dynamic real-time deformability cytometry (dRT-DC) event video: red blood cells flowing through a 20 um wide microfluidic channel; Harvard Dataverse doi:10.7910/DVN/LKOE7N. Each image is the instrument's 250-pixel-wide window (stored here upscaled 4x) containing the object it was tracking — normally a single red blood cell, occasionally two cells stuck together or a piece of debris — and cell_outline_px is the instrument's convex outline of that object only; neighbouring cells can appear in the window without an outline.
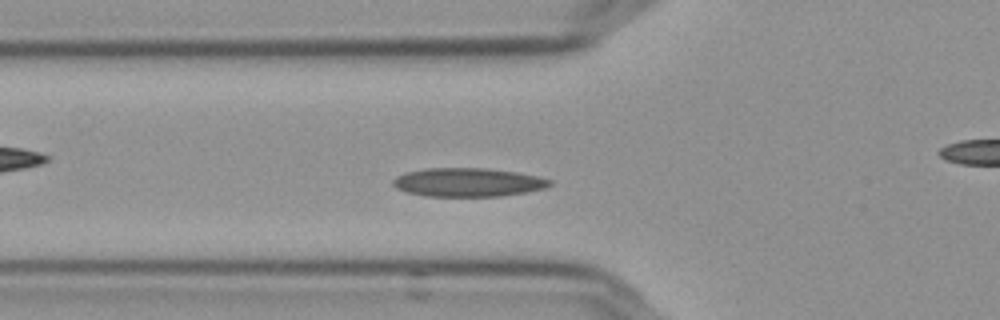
{"species": "Egyptian fruit bat (a non-hibernating species)", "species_latin": "Rousettus aegyptiacus", "temperature_condition": "cold", "stored_images_in_passage": 43, "camera_frame_rate_fps": 3000, "um_per_image_px": 0.085, "frame": {"image": 1, "passage_image": 6, "time_ms": 1.667, "image_size_px": [1000, 320], "cell_outline_px": [[552, 184], [544, 188], [524, 192], [500, 196], [424, 196], [408, 192], [396, 188], [392, 184], [392, 180], [396, 176], [408, 172], [424, 168], [484, 168], [516, 172], [536, 176], [552, 180]], "centroid_in_image_um": [39.74, 15.49], "position_along_channel_um": 86.1, "area_um2": 26.01}}
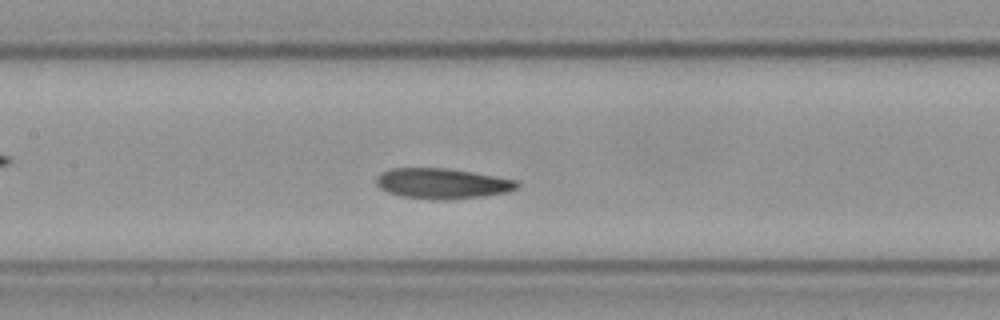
{"frame": {"image": 2, "passage_image": 13, "time_ms": 4.0, "image_size_px": [1000, 320], "cell_outline_px": [[520, 184], [516, 188], [504, 192], [484, 196], [444, 200], [436, 200], [400, 196], [388, 192], [380, 188], [376, 184], [376, 176], [380, 172], [392, 168], [448, 168], [472, 172], [516, 180]], "centroid_in_image_um": [37.53, 15.59], "position_along_channel_um": 169.9, "area_um2": 24.91}}
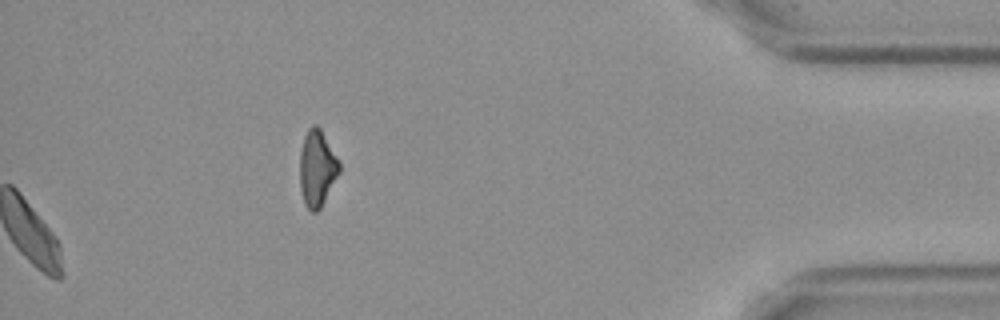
{"frame": {"image": 3, "passage_image": 43, "time_ms": 14.0, "image_size_px": [1000, 320], "cell_outline_px": [[340, 172], [320, 208], [316, 212], [312, 212], [304, 204], [300, 188], [300, 152], [304, 136], [308, 128], [312, 124], [316, 124], [320, 128], [340, 160]], "centroid_in_image_um": [26.96, 14.28], "position_along_channel_um": 408.2, "area_um2": 17.69}, "authors_computed_cell_mechanics": {"area_um2": 24.565, "velocity_mm_per_s": 3.5566, "shape_relaxation_time_tau1_ms": null, "shape_relaxation_time_tau2_ms": 5.5642, "deformation_change_tau1": null, "deformation_change_tau2": 0.1017}}